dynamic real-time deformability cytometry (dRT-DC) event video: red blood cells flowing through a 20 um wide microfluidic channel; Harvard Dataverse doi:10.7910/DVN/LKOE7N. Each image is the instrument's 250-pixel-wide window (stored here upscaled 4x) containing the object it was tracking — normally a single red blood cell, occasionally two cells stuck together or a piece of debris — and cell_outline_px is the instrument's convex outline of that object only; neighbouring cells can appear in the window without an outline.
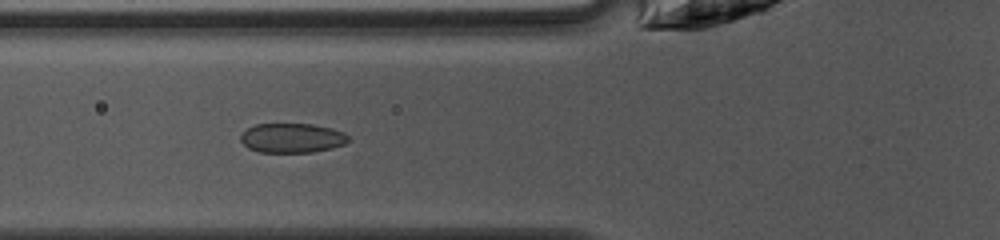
{"species": "common noctule bat (a hibernating species)", "species_latin": "Nyctalus noctula", "temperature_condition": "warm", "stored_images_in_passage": 36, "camera_frame_rate_fps": 3000, "um_per_image_px": 0.085, "animal": {"sex": "female", "body_mass_g": 10.0, "forearm_length_mm": 53.1}, "frame": {"image": 1, "passage_image": 6, "time_ms": 1.667, "image_size_px": [1000, 240], "cell_outline_px": [[348, 140], [344, 144], [332, 148], [312, 152], [260, 152], [248, 148], [240, 140], [240, 136], [248, 128], [256, 124], [312, 124], [332, 128], [344, 132], [348, 136]], "centroid_in_image_um": [24.83, 11.73], "position_along_channel_um": 101.0, "area_um2": 18.44}}
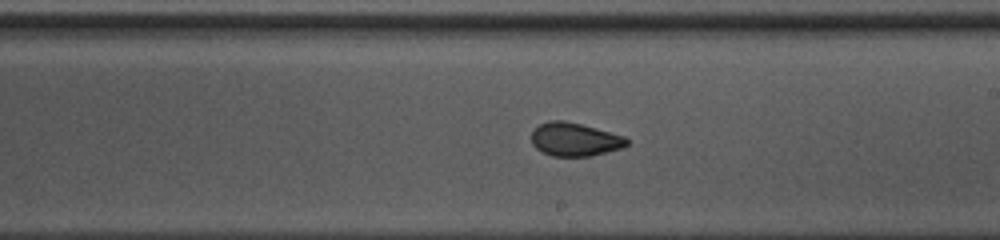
{"frame": {"image": 2, "passage_image": 16, "time_ms": 5.0, "image_size_px": [1000, 240], "cell_outline_px": [[628, 144], [620, 148], [588, 156], [552, 156], [536, 148], [532, 144], [532, 132], [540, 124], [548, 120], [564, 120], [596, 128], [624, 136], [628, 140]], "centroid_in_image_um": [48.83, 11.84], "position_along_channel_um": 240.2, "area_um2": 18.26}}
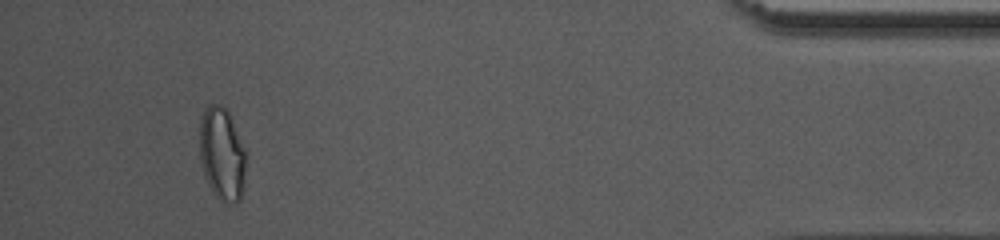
{"frame": {"image": 3, "passage_image": 33, "time_ms": 10.667, "image_size_px": [1000, 240], "cell_outline_px": [[244, 172], [240, 200], [224, 204], [216, 196], [208, 184], [204, 176], [200, 160], [200, 120], [204, 108], [208, 104], [220, 104], [228, 112], [244, 148]], "centroid_in_image_um": [18.82, 13.07], "position_along_channel_um": 416.4, "area_um2": 24.68}, "authors_computed_cell_mechanics": {"area_um2": 19.0451, "velocity_mm_per_s": 4.158, "shape_relaxation_time_tau1_ms": 4.9913, "shape_relaxation_time_tau2_ms": 0.7204, "deformation_change_tau1": 0.1264, "deformation_change_tau2": 0.0426}}